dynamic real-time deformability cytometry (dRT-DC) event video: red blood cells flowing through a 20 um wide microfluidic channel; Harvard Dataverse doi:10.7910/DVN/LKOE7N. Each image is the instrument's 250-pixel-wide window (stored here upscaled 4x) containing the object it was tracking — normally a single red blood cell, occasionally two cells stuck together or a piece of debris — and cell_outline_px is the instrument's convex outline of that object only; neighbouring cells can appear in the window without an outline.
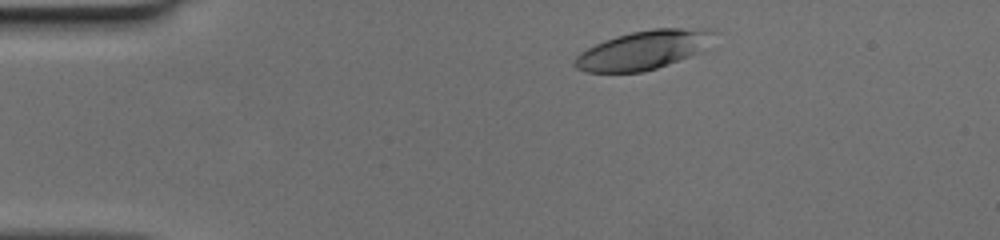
{"species": "human", "species_latin": "Homo sapiens", "temperature_condition": "cold", "stored_images_in_passage": 45, "camera_frame_rate_fps": 3000, "um_per_image_px": 0.085, "donor": {"sex": "female"}, "frame": {"image": 1, "passage_image": 4, "time_ms": 1.0, "image_size_px": [1000, 240], "cell_outline_px": [[716, 48], [644, 72], [588, 72], [576, 68], [572, 64], [576, 56], [580, 52], [604, 40], [616, 36], [632, 32], [652, 28], [708, 28], [716, 32]], "centroid_in_image_um": [54.85, 4.23], "position_along_channel_um": 30.1, "area_um2": 32.43}}
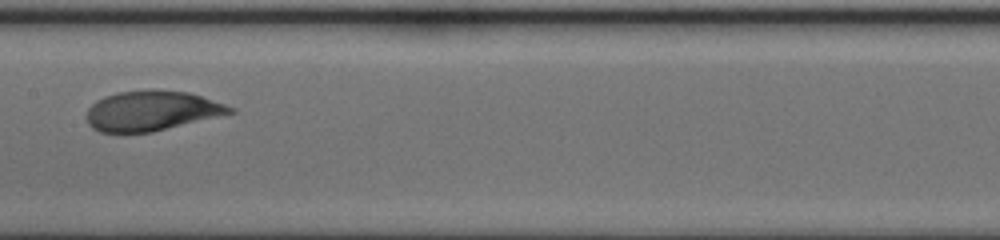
{"frame": {"image": 2, "passage_image": 21, "time_ms": 6.667, "image_size_px": [1000, 240], "cell_outline_px": [[236, 112], [152, 132], [100, 132], [92, 128], [88, 124], [88, 108], [96, 100], [104, 96], [116, 92], [188, 92], [236, 108]], "centroid_in_image_um": [12.88, 9.45], "position_along_channel_um": 194.5, "area_um2": 32.43}}
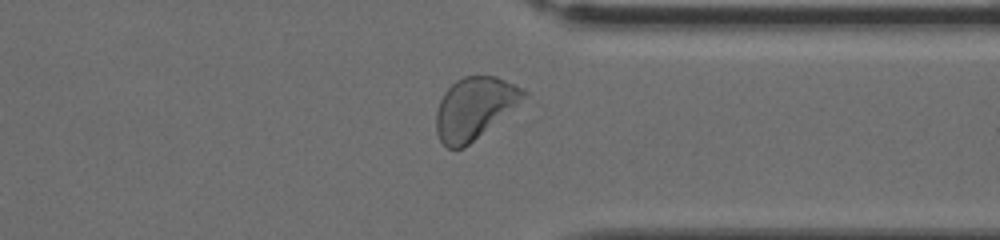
{"frame": {"image": 3, "passage_image": 34, "time_ms": 11.0, "image_size_px": [1000, 240], "cell_outline_px": [[532, 100], [464, 148], [448, 148], [440, 140], [436, 132], [436, 112], [440, 100], [444, 92], [456, 80], [464, 76], [496, 76], [524, 88], [528, 92]], "centroid_in_image_um": [40.48, 9.2], "position_along_channel_um": 370.9, "area_um2": 32.95}}